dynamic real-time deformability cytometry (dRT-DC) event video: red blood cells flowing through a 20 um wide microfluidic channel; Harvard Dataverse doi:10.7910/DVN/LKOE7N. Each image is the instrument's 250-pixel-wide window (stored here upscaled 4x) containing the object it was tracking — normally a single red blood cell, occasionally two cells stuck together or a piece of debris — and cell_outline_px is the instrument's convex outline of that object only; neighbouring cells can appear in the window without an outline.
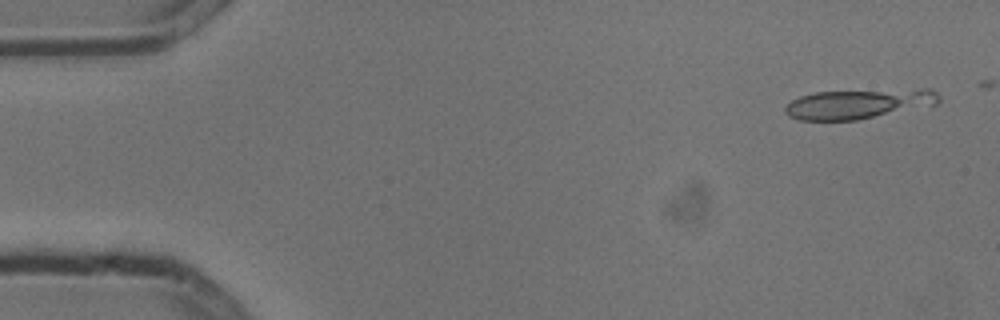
{"species": "common noctule bat (a hibernating species)", "species_latin": "Nyctalus noctula", "temperature_condition": "cold", "stored_images_in_passage": 3, "camera_frame_rate_fps": 3000, "um_per_image_px": 0.085, "animal": {"sex": "male", "body_mass_g": 13.3}, "frame": {"image": 1, "passage_image": 1, "time_ms": 0.0, "image_size_px": [1000, 320], "cell_outline_px": [[940, 100], [936, 104], [856, 120], [800, 120], [788, 116], [784, 112], [784, 108], [792, 100], [800, 96], [816, 92], [920, 88], [932, 88], [940, 96]], "centroid_in_image_um": [72.99, 8.81], "position_along_channel_um": 12.0, "area_um2": 26.65}}